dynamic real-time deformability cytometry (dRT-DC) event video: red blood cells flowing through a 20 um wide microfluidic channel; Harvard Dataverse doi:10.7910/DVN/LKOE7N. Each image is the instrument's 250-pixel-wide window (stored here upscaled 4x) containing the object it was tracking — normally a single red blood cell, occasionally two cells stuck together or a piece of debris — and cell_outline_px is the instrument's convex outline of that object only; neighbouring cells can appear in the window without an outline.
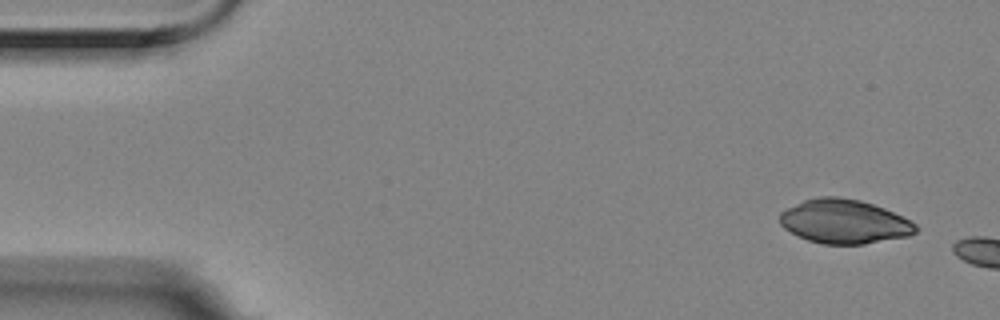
{"species": "Egyptian fruit bat (a non-hibernating species)", "species_latin": "Rousettus aegyptiacus", "temperature_condition": "room temperature", "stored_images_in_passage": 3, "segment_of_instrument_passage": [2, 2], "camera_frame_rate_fps": 3000, "um_per_image_px": 0.085, "animal": {"sex": "female"}, "frame": {"image": 1, "passage_image": 3, "time_ms": 0.667, "image_size_px": [1000, 320], "cell_outline_px": [[920, 228], [916, 232], [908, 236], [864, 244], [824, 244], [808, 240], [784, 228], [780, 224], [780, 212], [804, 200], [820, 196], [836, 196], [860, 200], [884, 208], [916, 224]], "centroid_in_image_um": [71.77, 18.83], "position_along_channel_um": 13.2, "area_um2": 34.62}}